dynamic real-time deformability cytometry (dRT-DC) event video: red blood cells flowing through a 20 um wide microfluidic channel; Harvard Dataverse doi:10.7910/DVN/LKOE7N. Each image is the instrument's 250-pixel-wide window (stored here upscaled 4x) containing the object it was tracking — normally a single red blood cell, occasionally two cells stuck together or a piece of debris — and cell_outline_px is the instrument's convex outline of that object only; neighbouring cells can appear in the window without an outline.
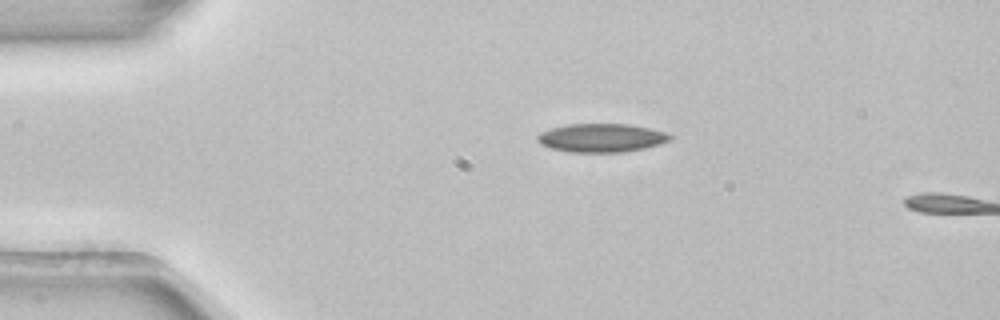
{"species": "common noctule bat (a hibernating species)", "species_latin": "Nyctalus noctula", "temperature_condition": "room temperature", "stored_images_in_passage": 2, "camera_frame_rate_fps": 3000, "um_per_image_px": 0.085, "animal": {"sex": "female", "body_mass_g": 22.7, "forearm_length_mm": 54.2}, "frame": {"image": 1, "passage_image": 1, "time_ms": 0.0, "image_size_px": [1000, 320], "cell_outline_px": [[672, 140], [660, 144], [644, 148], [620, 152], [572, 152], [552, 148], [540, 144], [536, 140], [536, 136], [540, 132], [552, 128], [568, 124], [628, 124], [648, 128], [664, 132], [672, 136]], "centroid_in_image_um": [51.1, 11.71], "position_along_channel_um": 33.9, "area_um2": 21.91}}